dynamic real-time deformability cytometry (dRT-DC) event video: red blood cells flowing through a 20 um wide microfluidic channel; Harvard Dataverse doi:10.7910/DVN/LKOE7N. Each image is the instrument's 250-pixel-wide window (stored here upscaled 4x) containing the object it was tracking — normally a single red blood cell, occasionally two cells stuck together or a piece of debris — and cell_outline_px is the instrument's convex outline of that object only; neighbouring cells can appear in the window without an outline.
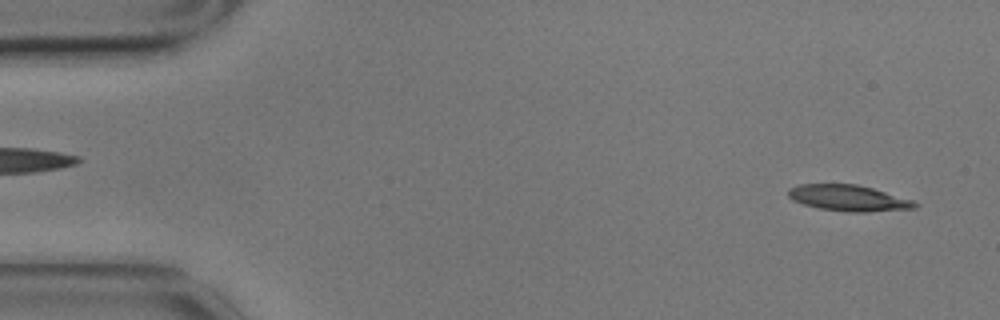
{"species": "common noctule bat (a hibernating species)", "species_latin": "Nyctalus noctula", "temperature_condition": "cold", "stored_images_in_passage": 8, "camera_frame_rate_fps": 3000, "um_per_image_px": 0.085, "animal": {"sex": "male", "body_mass_g": 17.9}, "frame": {"image": 1, "passage_image": 2, "time_ms": 0.333, "image_size_px": [1000, 320], "cell_outline_px": [[920, 204], [916, 208], [868, 212], [848, 212], [820, 208], [804, 204], [792, 200], [788, 196], [788, 188], [800, 184], [856, 184], [872, 188], [912, 200]], "centroid_in_image_um": [72.12, 16.83], "position_along_channel_um": 12.9, "area_um2": 19.13}}